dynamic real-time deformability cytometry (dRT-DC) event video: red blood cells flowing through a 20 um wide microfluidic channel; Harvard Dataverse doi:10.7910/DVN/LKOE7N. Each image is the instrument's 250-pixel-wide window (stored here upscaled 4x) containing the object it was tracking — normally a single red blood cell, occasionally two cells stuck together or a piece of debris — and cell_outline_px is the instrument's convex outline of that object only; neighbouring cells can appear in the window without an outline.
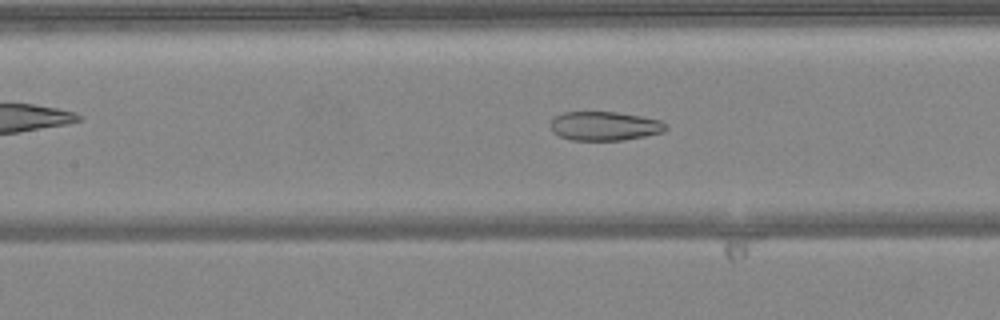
{"species": "common noctule bat (a hibernating species)", "species_latin": "Nyctalus noctula", "temperature_condition": "warm", "stored_images_in_passage": 31, "camera_frame_rate_fps": 3000, "um_per_image_px": 0.085, "animal": {"sex": "female", "body_mass_g": 24.6, "forearm_length_mm": 56.2}, "frame": {"image": 1, "passage_image": 15, "time_ms": 4.667, "image_size_px": [1000, 320], "cell_outline_px": [[668, 128], [664, 132], [624, 140], [572, 140], [560, 136], [552, 132], [552, 120], [556, 116], [564, 112], [616, 112], [640, 116], [660, 120], [668, 124]], "centroid_in_image_um": [51.43, 10.71], "position_along_channel_um": 156.0, "area_um2": 19.42}}
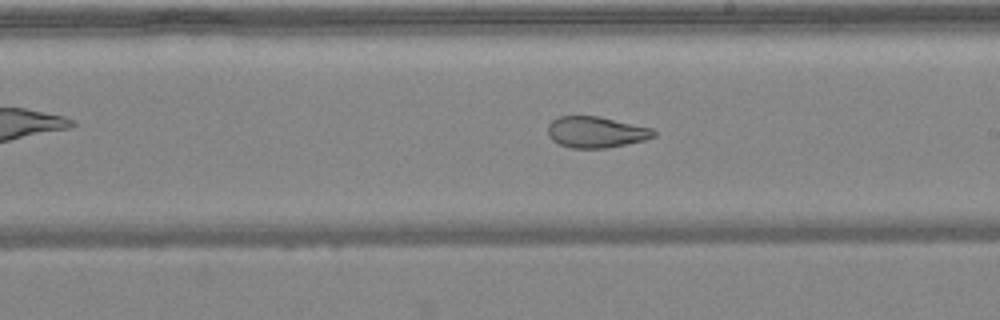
{"frame": {"image": 2, "passage_image": 21, "time_ms": 6.667, "image_size_px": [1000, 320], "cell_outline_px": [[656, 136], [644, 140], [604, 148], [572, 148], [560, 144], [552, 140], [548, 136], [548, 124], [552, 120], [560, 116], [600, 116], [652, 128], [656, 132]], "centroid_in_image_um": [50.65, 11.22], "position_along_channel_um": 238.4, "area_um2": 19.19}}
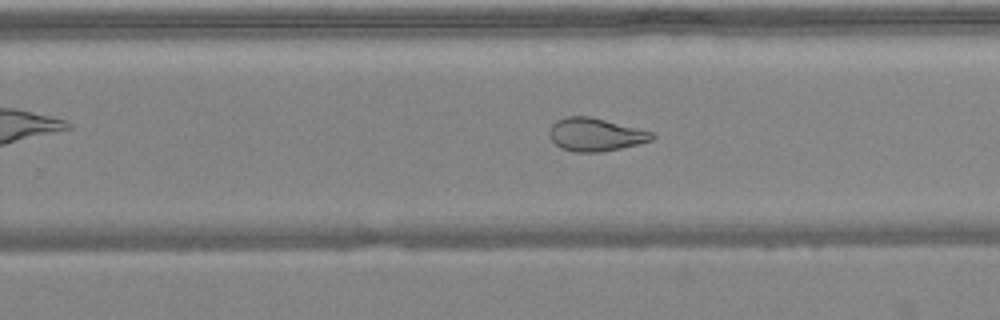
{"frame": {"image": 3, "passage_image": 24, "time_ms": 7.667, "image_size_px": [1000, 320], "cell_outline_px": [[656, 136], [652, 140], [640, 144], [600, 152], [576, 152], [560, 148], [552, 140], [548, 132], [552, 124], [556, 120], [564, 116], [588, 116], [652, 132]], "centroid_in_image_um": [50.58, 11.44], "position_along_channel_um": 279.2, "area_um2": 19.65}, "authors_computed_cell_mechanics": {"area_um2": 20.4612, "velocity_mm_per_s": 4.1222, "shape_relaxation_time_tau1_ms": null, "shape_relaxation_time_tau2_ms": 2.1409, "deformation_change_tau1": null, "deformation_change_tau2": 0.0968}}